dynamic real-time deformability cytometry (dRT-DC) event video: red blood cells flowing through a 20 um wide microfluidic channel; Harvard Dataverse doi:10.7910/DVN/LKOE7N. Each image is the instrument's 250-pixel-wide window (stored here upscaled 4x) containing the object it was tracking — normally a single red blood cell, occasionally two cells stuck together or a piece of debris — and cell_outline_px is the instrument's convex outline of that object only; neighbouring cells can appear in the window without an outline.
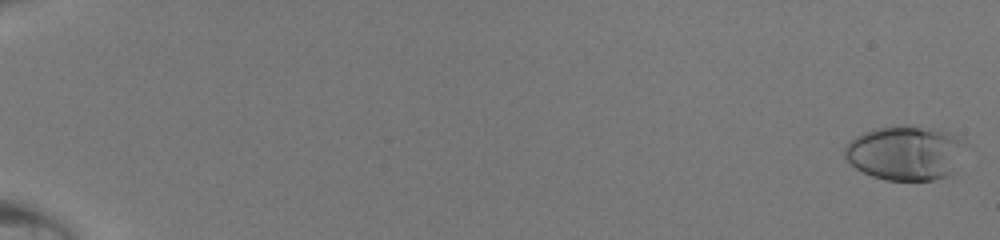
{"species": "human", "species_latin": "Homo sapiens", "temperature_condition": "room temperature", "stored_images_in_passage": 49, "camera_frame_rate_fps": 3000, "um_per_image_px": 0.085, "donor": {"sex": "male"}, "frame": {"image": 1, "passage_image": 1, "time_ms": 0.0, "image_size_px": [1000, 240], "cell_outline_px": [[956, 140], [952, 172], [948, 176], [932, 180], [884, 180], [872, 176], [856, 168], [844, 156], [844, 148], [856, 136], [864, 132], [880, 128], [932, 128], [944, 132], [952, 136]], "centroid_in_image_um": [76.75, 13.06], "position_along_channel_um": 8.3, "area_um2": 35.72}}
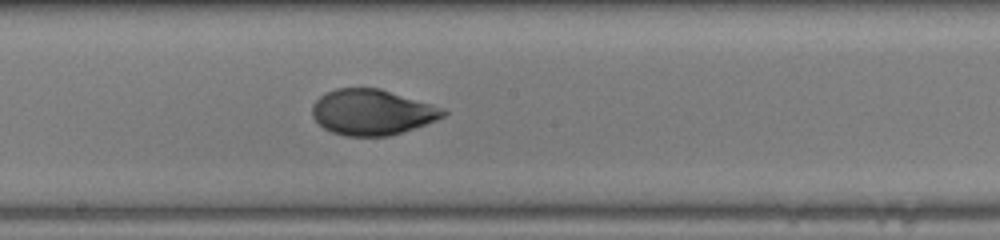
{"frame": {"image": 2, "passage_image": 30, "time_ms": 9.667, "image_size_px": [1000, 240], "cell_outline_px": [[448, 112], [444, 116], [436, 120], [388, 136], [344, 136], [332, 132], [324, 128], [312, 116], [312, 104], [324, 92], [336, 88], [380, 88], [432, 104], [444, 108]], "centroid_in_image_um": [31.6, 9.52], "position_along_channel_um": 216.6, "area_um2": 34.74}}
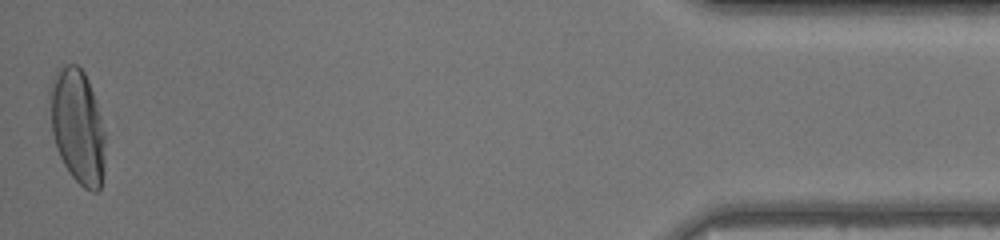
{"frame": {"image": 3, "passage_image": 49, "time_ms": 16.0, "image_size_px": [1000, 240], "cell_outline_px": [[104, 172], [100, 188], [96, 192], [92, 192], [84, 188], [72, 176], [64, 164], [60, 156], [52, 132], [52, 80], [56, 68], [64, 64], [76, 64], [84, 72], [88, 80], [100, 116], [104, 132]], "centroid_in_image_um": [6.62, 10.76], "position_along_channel_um": 428.6, "area_um2": 36.07}}